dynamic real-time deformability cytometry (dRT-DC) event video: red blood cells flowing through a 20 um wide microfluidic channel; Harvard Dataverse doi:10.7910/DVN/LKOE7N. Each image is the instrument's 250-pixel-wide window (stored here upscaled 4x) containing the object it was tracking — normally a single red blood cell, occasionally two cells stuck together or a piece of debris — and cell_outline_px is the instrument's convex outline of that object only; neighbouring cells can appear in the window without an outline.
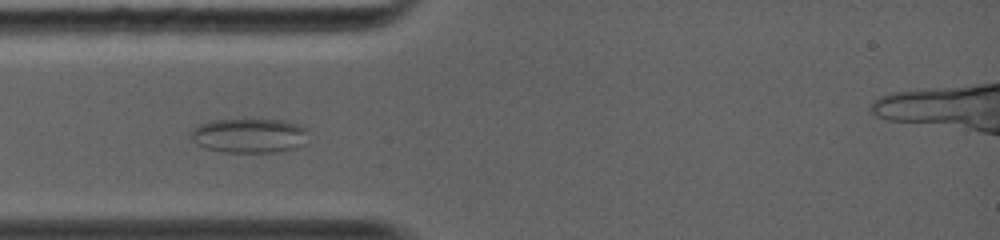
{"species": "common noctule bat (a hibernating species)", "species_latin": "Nyctalus noctula", "temperature_condition": "warm", "stored_images_in_passage": 29, "camera_frame_rate_fps": 5000, "um_per_image_px": 0.085, "animal": {"sex": "female", "body_mass_g": 19.0, "forearm_length_mm": 56.7}, "frame": {"image": 1, "passage_image": 6, "time_ms": 3.0, "image_size_px": [1000, 240], "cell_outline_px": [[304, 132], [296, 148], [280, 152], [220, 152], [204, 148], [196, 144], [188, 136], [192, 128], [200, 124], [212, 120], [284, 120], [296, 124], [304, 128]], "centroid_in_image_um": [21.02, 11.53], "position_along_channel_um": 64.0, "area_um2": 23.24}}
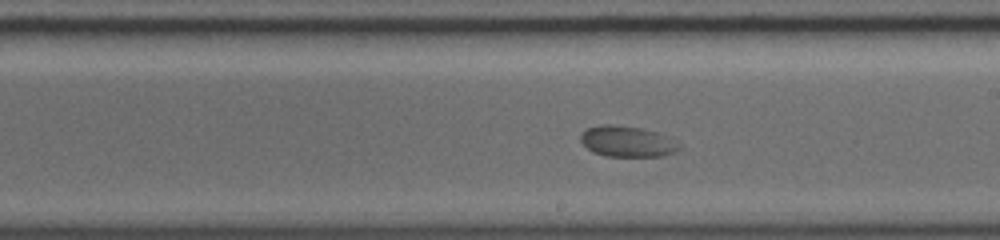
{"frame": {"image": 2, "passage_image": 16, "time_ms": 7.0, "image_size_px": [1000, 240], "cell_outline_px": [[680, 148], [676, 152], [664, 156], [604, 156], [592, 152], [580, 140], [580, 136], [588, 128], [600, 124], [612, 124], [644, 128], [656, 132], [680, 144]], "centroid_in_image_um": [53.3, 12.02], "position_along_channel_um": 235.7, "area_um2": 17.69}}
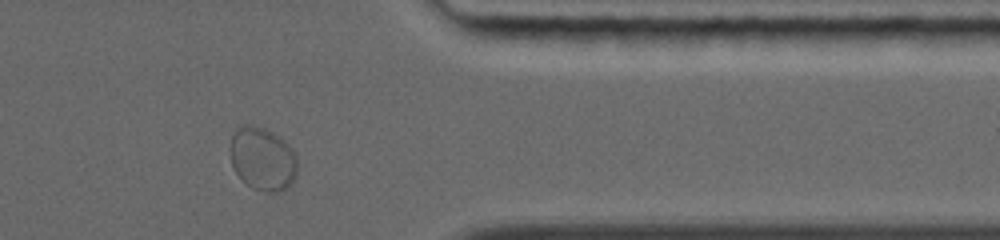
{"frame": {"image": 3, "passage_image": 26, "time_ms": 10.8, "image_size_px": [1000, 240], "cell_outline_px": [[296, 176], [292, 184], [288, 188], [280, 192], [264, 192], [252, 188], [236, 172], [232, 164], [232, 136], [236, 128], [244, 124], [252, 124], [264, 128], [272, 132], [288, 144], [292, 148], [296, 156]], "centroid_in_image_um": [22.36, 13.51], "position_along_channel_um": 389.0, "area_um2": 24.62}}